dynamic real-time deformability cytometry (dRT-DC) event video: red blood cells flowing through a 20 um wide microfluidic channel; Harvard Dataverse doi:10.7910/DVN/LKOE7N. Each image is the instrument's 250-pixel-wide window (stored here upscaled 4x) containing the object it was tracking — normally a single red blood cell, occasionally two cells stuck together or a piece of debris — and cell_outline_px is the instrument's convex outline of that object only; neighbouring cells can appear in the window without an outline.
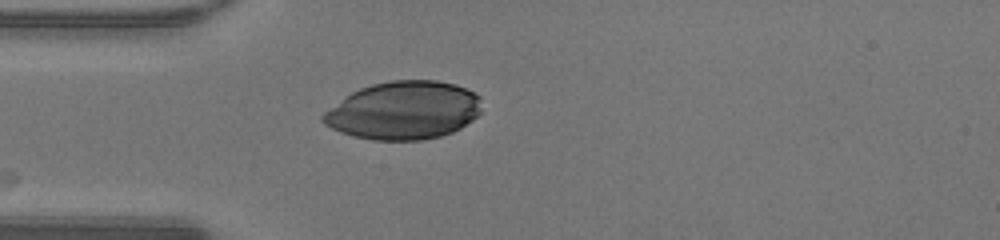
{"species": "human", "species_latin": "Homo sapiens", "temperature_condition": "warm", "stored_images_in_passage": 19, "camera_frame_rate_fps": 3000, "um_per_image_px": 0.085, "donor": {"sex": "male"}, "frame": {"image": 1, "passage_image": 1, "time_ms": 0.0, "image_size_px": [1000, 240], "cell_outline_px": [[480, 112], [472, 120], [460, 128], [452, 132], [440, 136], [420, 140], [372, 140], [352, 136], [340, 132], [324, 124], [320, 120], [320, 116], [324, 112], [352, 92], [360, 88], [372, 84], [392, 80], [436, 80], [456, 84], [480, 96]], "centroid_in_image_um": [34.3, 9.39], "position_along_channel_um": 50.7, "area_um2": 53.64}}
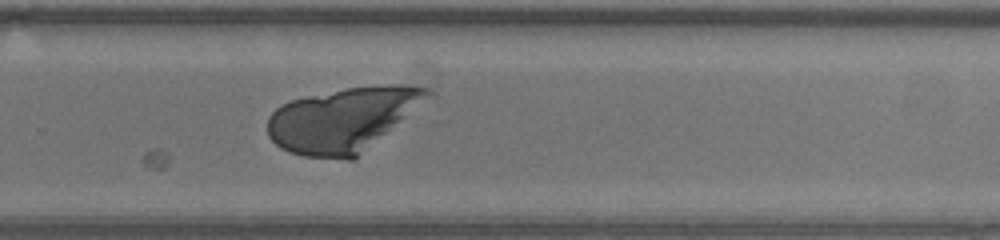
{"frame": {"image": 2, "passage_image": 19, "time_ms": 6.0, "image_size_px": [1000, 240], "cell_outline_px": [[436, 96], [352, 160], [348, 160], [304, 156], [288, 152], [280, 148], [268, 136], [268, 116], [276, 108], [292, 100], [308, 96], [348, 88], [388, 84], [400, 84], [428, 88], [436, 92]], "centroid_in_image_um": [29.23, 10.15], "position_along_channel_um": 300.6, "area_um2": 60.17}}